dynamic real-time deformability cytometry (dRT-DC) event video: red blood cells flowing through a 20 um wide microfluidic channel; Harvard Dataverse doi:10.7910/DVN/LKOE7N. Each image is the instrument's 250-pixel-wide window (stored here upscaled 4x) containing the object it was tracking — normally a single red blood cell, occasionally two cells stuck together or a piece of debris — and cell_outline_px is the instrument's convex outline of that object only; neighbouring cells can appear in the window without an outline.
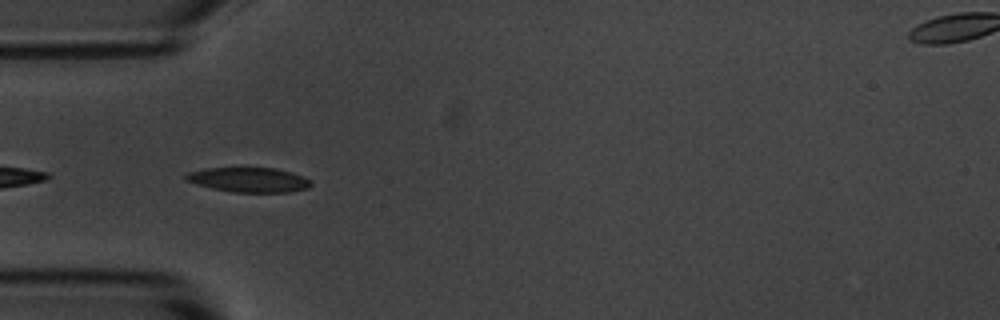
{"species": "common noctule bat (a hibernating species)", "species_latin": "Nyctalus noctula", "temperature_condition": "room temperature", "stored_images_in_passage": 2, "camera_frame_rate_fps": 3000, "um_per_image_px": 0.085, "animal": {"sex": "male", "body_mass_g": 20.1, "forearm_length_mm": 53.5}, "frame": {"image": 1, "passage_image": 1, "time_ms": 0.0, "image_size_px": [1000, 320], "cell_outline_px": [[312, 184], [308, 188], [288, 192], [232, 192], [212, 188], [196, 184], [184, 180], [184, 176], [188, 172], [204, 168], [276, 168], [312, 180]], "centroid_in_image_um": [21.11, 15.28], "position_along_channel_um": 63.9, "area_um2": 17.92}}